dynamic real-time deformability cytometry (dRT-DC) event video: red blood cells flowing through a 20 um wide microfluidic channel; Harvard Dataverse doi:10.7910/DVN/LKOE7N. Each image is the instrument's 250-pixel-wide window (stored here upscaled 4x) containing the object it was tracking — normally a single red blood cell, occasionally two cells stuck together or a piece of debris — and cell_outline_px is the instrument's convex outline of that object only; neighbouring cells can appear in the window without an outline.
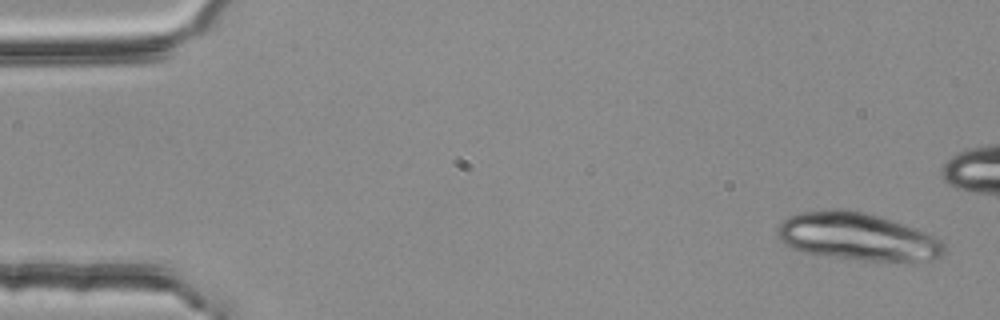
{"species": "common noctule bat (a hibernating species)", "species_latin": "Nyctalus noctula", "temperature_condition": "room temperature", "stored_images_in_passage": 4, "camera_frame_rate_fps": 3000, "um_per_image_px": 0.085, "animal": {"sex": "female", "body_mass_g": 25.1}, "frame": {"image": 1, "passage_image": 1, "time_ms": 0.0, "image_size_px": [1000, 320], "cell_outline_px": [[944, 252], [940, 256], [904, 264], [864, 260], [804, 252], [792, 248], [784, 244], [776, 232], [780, 224], [788, 216], [800, 212], [832, 208], [848, 208], [864, 212], [916, 228], [936, 236], [944, 244]], "centroid_in_image_um": [72.9, 20.12], "position_along_channel_um": 12.1, "area_um2": 46.53}}